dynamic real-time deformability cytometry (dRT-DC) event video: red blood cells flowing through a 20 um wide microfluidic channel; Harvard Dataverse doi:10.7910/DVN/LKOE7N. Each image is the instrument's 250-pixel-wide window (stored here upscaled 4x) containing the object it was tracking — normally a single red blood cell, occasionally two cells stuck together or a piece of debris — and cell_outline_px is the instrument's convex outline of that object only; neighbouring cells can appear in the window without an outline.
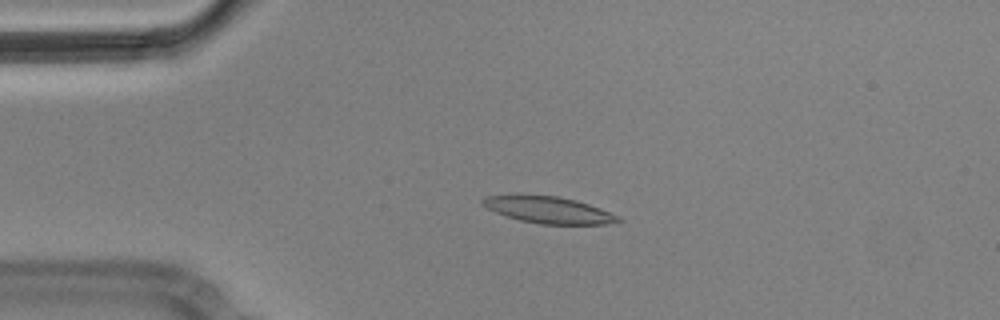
{"species": "Egyptian fruit bat (a non-hibernating species)", "species_latin": "Rousettus aegyptiacus", "temperature_condition": "cold", "stored_images_in_passage": 4, "camera_frame_rate_fps": 3000, "um_per_image_px": 0.085, "animal": {"sex": "male"}, "frame": {"image": 1, "passage_image": 4, "time_ms": 1.0, "image_size_px": [1000, 320], "cell_outline_px": [[624, 220], [608, 224], [540, 224], [520, 220], [504, 216], [480, 204], [480, 200], [488, 196], [512, 192], [520, 192], [556, 196], [576, 200], [600, 208], [620, 216]], "centroid_in_image_um": [46.55, 17.8], "position_along_channel_um": 38.5, "area_um2": 21.85}}